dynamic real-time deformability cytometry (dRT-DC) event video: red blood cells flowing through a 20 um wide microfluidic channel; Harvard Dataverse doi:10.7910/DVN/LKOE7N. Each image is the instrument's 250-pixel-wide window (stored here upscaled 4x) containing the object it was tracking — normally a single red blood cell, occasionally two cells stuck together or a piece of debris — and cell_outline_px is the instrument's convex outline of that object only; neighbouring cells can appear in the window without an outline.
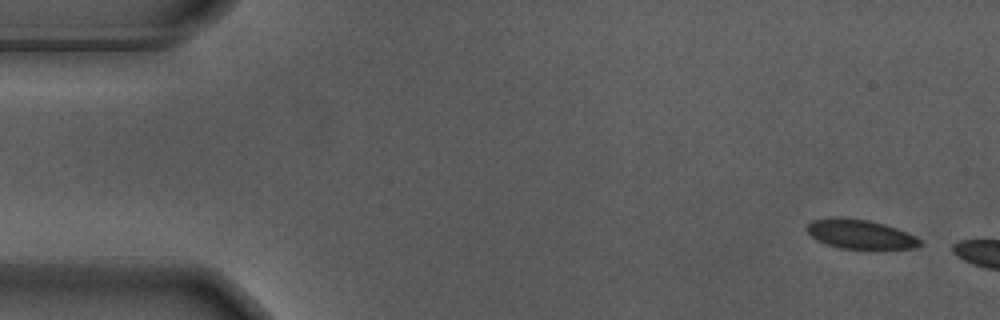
{"species": "Egyptian fruit bat (a non-hibernating species)", "species_latin": "Rousettus aegyptiacus", "temperature_condition": "warm", "stored_images_in_passage": 5, "camera_frame_rate_fps": 3000, "um_per_image_px": 0.085, "animal": {"sex": "male"}, "frame": {"image": 1, "passage_image": 1, "time_ms": 0.0, "image_size_px": [1000, 320], "cell_outline_px": [[920, 244], [916, 248], [880, 252], [840, 248], [816, 240], [804, 228], [812, 220], [840, 216], [868, 220], [884, 224], [896, 228], [916, 236], [920, 240]], "centroid_in_image_um": [73.16, 19.95], "position_along_channel_um": 11.8, "area_um2": 20.17}}